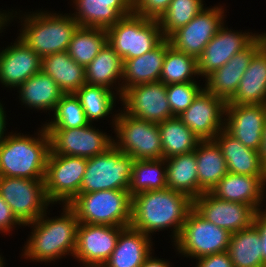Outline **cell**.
<instances>
[{
  "instance_id": "83f0119b",
  "label": "cell",
  "mask_w": 266,
  "mask_h": 267,
  "mask_svg": "<svg viewBox=\"0 0 266 267\" xmlns=\"http://www.w3.org/2000/svg\"><path fill=\"white\" fill-rule=\"evenodd\" d=\"M41 71L49 75L64 94L75 93L86 84L85 67L75 62L67 51L43 56Z\"/></svg>"
},
{
  "instance_id": "9a60e30c",
  "label": "cell",
  "mask_w": 266,
  "mask_h": 267,
  "mask_svg": "<svg viewBox=\"0 0 266 267\" xmlns=\"http://www.w3.org/2000/svg\"><path fill=\"white\" fill-rule=\"evenodd\" d=\"M226 102L204 87L178 118L201 140H214L224 129ZM223 118V119H222Z\"/></svg>"
},
{
  "instance_id": "52a82bcc",
  "label": "cell",
  "mask_w": 266,
  "mask_h": 267,
  "mask_svg": "<svg viewBox=\"0 0 266 267\" xmlns=\"http://www.w3.org/2000/svg\"><path fill=\"white\" fill-rule=\"evenodd\" d=\"M115 116V117H114ZM116 138L113 145L134 160L162 159V142L158 124L126 114H113Z\"/></svg>"
},
{
  "instance_id": "cb8c5ba5",
  "label": "cell",
  "mask_w": 266,
  "mask_h": 267,
  "mask_svg": "<svg viewBox=\"0 0 266 267\" xmlns=\"http://www.w3.org/2000/svg\"><path fill=\"white\" fill-rule=\"evenodd\" d=\"M171 47L164 38L153 50L136 57L123 60L122 94L130 87L158 82L166 51Z\"/></svg>"
},
{
  "instance_id": "4316f807",
  "label": "cell",
  "mask_w": 266,
  "mask_h": 267,
  "mask_svg": "<svg viewBox=\"0 0 266 267\" xmlns=\"http://www.w3.org/2000/svg\"><path fill=\"white\" fill-rule=\"evenodd\" d=\"M226 104L266 105V44L253 56L237 92Z\"/></svg>"
},
{
  "instance_id": "ba28073f",
  "label": "cell",
  "mask_w": 266,
  "mask_h": 267,
  "mask_svg": "<svg viewBox=\"0 0 266 267\" xmlns=\"http://www.w3.org/2000/svg\"><path fill=\"white\" fill-rule=\"evenodd\" d=\"M134 159L114 145L105 153L87 159L80 193L129 190Z\"/></svg>"
},
{
  "instance_id": "e0dca14e",
  "label": "cell",
  "mask_w": 266,
  "mask_h": 267,
  "mask_svg": "<svg viewBox=\"0 0 266 267\" xmlns=\"http://www.w3.org/2000/svg\"><path fill=\"white\" fill-rule=\"evenodd\" d=\"M193 208L206 220L231 234L251 226L256 210L244 203L230 202L202 193L193 200Z\"/></svg>"
},
{
  "instance_id": "8d00e7d4",
  "label": "cell",
  "mask_w": 266,
  "mask_h": 267,
  "mask_svg": "<svg viewBox=\"0 0 266 267\" xmlns=\"http://www.w3.org/2000/svg\"><path fill=\"white\" fill-rule=\"evenodd\" d=\"M89 123L112 114L116 93L104 86L84 84L76 92Z\"/></svg>"
},
{
  "instance_id": "ac0fdd59",
  "label": "cell",
  "mask_w": 266,
  "mask_h": 267,
  "mask_svg": "<svg viewBox=\"0 0 266 267\" xmlns=\"http://www.w3.org/2000/svg\"><path fill=\"white\" fill-rule=\"evenodd\" d=\"M266 44L263 34L259 36L243 51L235 54L225 65L211 72L205 77V89L211 94L228 102L240 84L253 56Z\"/></svg>"
},
{
  "instance_id": "bcb514c9",
  "label": "cell",
  "mask_w": 266,
  "mask_h": 267,
  "mask_svg": "<svg viewBox=\"0 0 266 267\" xmlns=\"http://www.w3.org/2000/svg\"><path fill=\"white\" fill-rule=\"evenodd\" d=\"M151 254L145 259L144 263L140 267H171L170 263L165 260L153 258Z\"/></svg>"
},
{
  "instance_id": "b9f144b4",
  "label": "cell",
  "mask_w": 266,
  "mask_h": 267,
  "mask_svg": "<svg viewBox=\"0 0 266 267\" xmlns=\"http://www.w3.org/2000/svg\"><path fill=\"white\" fill-rule=\"evenodd\" d=\"M172 0H133V13L141 17L158 20Z\"/></svg>"
},
{
  "instance_id": "4dcf8cb0",
  "label": "cell",
  "mask_w": 266,
  "mask_h": 267,
  "mask_svg": "<svg viewBox=\"0 0 266 267\" xmlns=\"http://www.w3.org/2000/svg\"><path fill=\"white\" fill-rule=\"evenodd\" d=\"M21 103L29 108L54 111L64 94L58 84L43 71L29 77L18 87ZM21 97V98H20Z\"/></svg>"
},
{
  "instance_id": "1f68e13d",
  "label": "cell",
  "mask_w": 266,
  "mask_h": 267,
  "mask_svg": "<svg viewBox=\"0 0 266 267\" xmlns=\"http://www.w3.org/2000/svg\"><path fill=\"white\" fill-rule=\"evenodd\" d=\"M167 165V188L189 196H199L198 171L195 150L165 159Z\"/></svg>"
},
{
  "instance_id": "f907efd6",
  "label": "cell",
  "mask_w": 266,
  "mask_h": 267,
  "mask_svg": "<svg viewBox=\"0 0 266 267\" xmlns=\"http://www.w3.org/2000/svg\"><path fill=\"white\" fill-rule=\"evenodd\" d=\"M4 257H2L0 255V267H4L3 265H5V262L3 261Z\"/></svg>"
},
{
  "instance_id": "60d3db41",
  "label": "cell",
  "mask_w": 266,
  "mask_h": 267,
  "mask_svg": "<svg viewBox=\"0 0 266 267\" xmlns=\"http://www.w3.org/2000/svg\"><path fill=\"white\" fill-rule=\"evenodd\" d=\"M203 88L197 82L173 83L167 85V100L174 116H179L193 102Z\"/></svg>"
},
{
  "instance_id": "603a6c76",
  "label": "cell",
  "mask_w": 266,
  "mask_h": 267,
  "mask_svg": "<svg viewBox=\"0 0 266 267\" xmlns=\"http://www.w3.org/2000/svg\"><path fill=\"white\" fill-rule=\"evenodd\" d=\"M266 176H251L227 173L211 190V194L219 199L244 203L256 211L261 209L265 198Z\"/></svg>"
},
{
  "instance_id": "f1b7e54d",
  "label": "cell",
  "mask_w": 266,
  "mask_h": 267,
  "mask_svg": "<svg viewBox=\"0 0 266 267\" xmlns=\"http://www.w3.org/2000/svg\"><path fill=\"white\" fill-rule=\"evenodd\" d=\"M199 196L211 192L228 173L221 148L214 140L201 141L196 149Z\"/></svg>"
},
{
  "instance_id": "6da1fadb",
  "label": "cell",
  "mask_w": 266,
  "mask_h": 267,
  "mask_svg": "<svg viewBox=\"0 0 266 267\" xmlns=\"http://www.w3.org/2000/svg\"><path fill=\"white\" fill-rule=\"evenodd\" d=\"M192 208L189 196L169 188L141 192L132 196L130 226L150 237L173 226L175 241Z\"/></svg>"
},
{
  "instance_id": "d4e9b609",
  "label": "cell",
  "mask_w": 266,
  "mask_h": 267,
  "mask_svg": "<svg viewBox=\"0 0 266 267\" xmlns=\"http://www.w3.org/2000/svg\"><path fill=\"white\" fill-rule=\"evenodd\" d=\"M214 141L221 148L229 173L266 176V169L261 164L259 151L245 147L225 129L218 133Z\"/></svg>"
},
{
  "instance_id": "816d5d0a",
  "label": "cell",
  "mask_w": 266,
  "mask_h": 267,
  "mask_svg": "<svg viewBox=\"0 0 266 267\" xmlns=\"http://www.w3.org/2000/svg\"><path fill=\"white\" fill-rule=\"evenodd\" d=\"M85 267H104V266H85Z\"/></svg>"
},
{
  "instance_id": "2e32d148",
  "label": "cell",
  "mask_w": 266,
  "mask_h": 267,
  "mask_svg": "<svg viewBox=\"0 0 266 267\" xmlns=\"http://www.w3.org/2000/svg\"><path fill=\"white\" fill-rule=\"evenodd\" d=\"M124 227L79 223L74 258L83 266H103L113 250Z\"/></svg>"
},
{
  "instance_id": "5b68a950",
  "label": "cell",
  "mask_w": 266,
  "mask_h": 267,
  "mask_svg": "<svg viewBox=\"0 0 266 267\" xmlns=\"http://www.w3.org/2000/svg\"><path fill=\"white\" fill-rule=\"evenodd\" d=\"M68 205L79 223L121 227L131 224L132 197L128 190L79 193Z\"/></svg>"
},
{
  "instance_id": "7bdbcfd3",
  "label": "cell",
  "mask_w": 266,
  "mask_h": 267,
  "mask_svg": "<svg viewBox=\"0 0 266 267\" xmlns=\"http://www.w3.org/2000/svg\"><path fill=\"white\" fill-rule=\"evenodd\" d=\"M15 225L21 226L23 224L16 218L10 206L0 195V231L7 233L16 227Z\"/></svg>"
},
{
  "instance_id": "d6986e66",
  "label": "cell",
  "mask_w": 266,
  "mask_h": 267,
  "mask_svg": "<svg viewBox=\"0 0 266 267\" xmlns=\"http://www.w3.org/2000/svg\"><path fill=\"white\" fill-rule=\"evenodd\" d=\"M224 129L245 147L260 150L266 121V105L226 104Z\"/></svg>"
},
{
  "instance_id": "7402d4cb",
  "label": "cell",
  "mask_w": 266,
  "mask_h": 267,
  "mask_svg": "<svg viewBox=\"0 0 266 267\" xmlns=\"http://www.w3.org/2000/svg\"><path fill=\"white\" fill-rule=\"evenodd\" d=\"M72 17L80 27L108 29L133 13V0H73Z\"/></svg>"
},
{
  "instance_id": "9c48e42d",
  "label": "cell",
  "mask_w": 266,
  "mask_h": 267,
  "mask_svg": "<svg viewBox=\"0 0 266 267\" xmlns=\"http://www.w3.org/2000/svg\"><path fill=\"white\" fill-rule=\"evenodd\" d=\"M230 238L228 230L209 222L192 208L173 242L179 254L197 261L205 256L226 252Z\"/></svg>"
},
{
  "instance_id": "277c9868",
  "label": "cell",
  "mask_w": 266,
  "mask_h": 267,
  "mask_svg": "<svg viewBox=\"0 0 266 267\" xmlns=\"http://www.w3.org/2000/svg\"><path fill=\"white\" fill-rule=\"evenodd\" d=\"M24 17L18 37L41 58L67 51L74 33L80 27L71 14L58 15L40 10L37 13L24 14Z\"/></svg>"
},
{
  "instance_id": "d590c367",
  "label": "cell",
  "mask_w": 266,
  "mask_h": 267,
  "mask_svg": "<svg viewBox=\"0 0 266 267\" xmlns=\"http://www.w3.org/2000/svg\"><path fill=\"white\" fill-rule=\"evenodd\" d=\"M106 43V29L79 27L70 41L67 52L75 62L86 67Z\"/></svg>"
},
{
  "instance_id": "74e56055",
  "label": "cell",
  "mask_w": 266,
  "mask_h": 267,
  "mask_svg": "<svg viewBox=\"0 0 266 267\" xmlns=\"http://www.w3.org/2000/svg\"><path fill=\"white\" fill-rule=\"evenodd\" d=\"M198 73L197 59L175 50L172 46L166 51L162 66L160 82L165 85L173 83L196 82L193 78Z\"/></svg>"
},
{
  "instance_id": "ab89813d",
  "label": "cell",
  "mask_w": 266,
  "mask_h": 267,
  "mask_svg": "<svg viewBox=\"0 0 266 267\" xmlns=\"http://www.w3.org/2000/svg\"><path fill=\"white\" fill-rule=\"evenodd\" d=\"M203 9V0H172L167 10L158 19L163 37L167 39L174 31L188 24Z\"/></svg>"
},
{
  "instance_id": "d6a6232c",
  "label": "cell",
  "mask_w": 266,
  "mask_h": 267,
  "mask_svg": "<svg viewBox=\"0 0 266 267\" xmlns=\"http://www.w3.org/2000/svg\"><path fill=\"white\" fill-rule=\"evenodd\" d=\"M261 247L260 233L254 224L232 233L227 252L233 267H265Z\"/></svg>"
},
{
  "instance_id": "7dc6e473",
  "label": "cell",
  "mask_w": 266,
  "mask_h": 267,
  "mask_svg": "<svg viewBox=\"0 0 266 267\" xmlns=\"http://www.w3.org/2000/svg\"><path fill=\"white\" fill-rule=\"evenodd\" d=\"M259 156L262 166L266 169V121L263 129V140L259 150Z\"/></svg>"
},
{
  "instance_id": "ee69618b",
  "label": "cell",
  "mask_w": 266,
  "mask_h": 267,
  "mask_svg": "<svg viewBox=\"0 0 266 267\" xmlns=\"http://www.w3.org/2000/svg\"><path fill=\"white\" fill-rule=\"evenodd\" d=\"M195 267H233L228 252L212 254L198 259Z\"/></svg>"
},
{
  "instance_id": "8fae6325",
  "label": "cell",
  "mask_w": 266,
  "mask_h": 267,
  "mask_svg": "<svg viewBox=\"0 0 266 267\" xmlns=\"http://www.w3.org/2000/svg\"><path fill=\"white\" fill-rule=\"evenodd\" d=\"M0 195L23 224L36 221L51 203L47 197L44 180L18 177H0Z\"/></svg>"
},
{
  "instance_id": "c3c4849f",
  "label": "cell",
  "mask_w": 266,
  "mask_h": 267,
  "mask_svg": "<svg viewBox=\"0 0 266 267\" xmlns=\"http://www.w3.org/2000/svg\"><path fill=\"white\" fill-rule=\"evenodd\" d=\"M6 113L3 109V106L0 102V143L7 137L5 134L6 128Z\"/></svg>"
},
{
  "instance_id": "e575fe53",
  "label": "cell",
  "mask_w": 266,
  "mask_h": 267,
  "mask_svg": "<svg viewBox=\"0 0 266 267\" xmlns=\"http://www.w3.org/2000/svg\"><path fill=\"white\" fill-rule=\"evenodd\" d=\"M167 165L165 159L134 160L129 194L134 196L150 190H162L166 184Z\"/></svg>"
},
{
  "instance_id": "8992f818",
  "label": "cell",
  "mask_w": 266,
  "mask_h": 267,
  "mask_svg": "<svg viewBox=\"0 0 266 267\" xmlns=\"http://www.w3.org/2000/svg\"><path fill=\"white\" fill-rule=\"evenodd\" d=\"M107 43L123 59L136 58L153 50L163 39L158 20L134 13L106 29Z\"/></svg>"
},
{
  "instance_id": "7a4b0ae2",
  "label": "cell",
  "mask_w": 266,
  "mask_h": 267,
  "mask_svg": "<svg viewBox=\"0 0 266 267\" xmlns=\"http://www.w3.org/2000/svg\"><path fill=\"white\" fill-rule=\"evenodd\" d=\"M62 207L63 215L58 218H47L44 212L36 221L24 225H31L33 229L22 256L45 263L61 259L66 254L74 256L79 220L69 205Z\"/></svg>"
},
{
  "instance_id": "4fadbf2b",
  "label": "cell",
  "mask_w": 266,
  "mask_h": 267,
  "mask_svg": "<svg viewBox=\"0 0 266 267\" xmlns=\"http://www.w3.org/2000/svg\"><path fill=\"white\" fill-rule=\"evenodd\" d=\"M221 6L204 8L188 24L174 31L167 39L171 46L196 59L224 23Z\"/></svg>"
},
{
  "instance_id": "44dd1931",
  "label": "cell",
  "mask_w": 266,
  "mask_h": 267,
  "mask_svg": "<svg viewBox=\"0 0 266 267\" xmlns=\"http://www.w3.org/2000/svg\"><path fill=\"white\" fill-rule=\"evenodd\" d=\"M0 52V82L18 88L29 77L41 71L42 58L20 37Z\"/></svg>"
},
{
  "instance_id": "681fc988",
  "label": "cell",
  "mask_w": 266,
  "mask_h": 267,
  "mask_svg": "<svg viewBox=\"0 0 266 267\" xmlns=\"http://www.w3.org/2000/svg\"><path fill=\"white\" fill-rule=\"evenodd\" d=\"M10 13V14H9ZM13 14H12V12H9L8 11V13H2L1 11H0V33L2 32V30H3V27L6 25L7 26V24H8V21L10 22L11 21V19L13 18V17H15V16H12ZM11 17V18H10Z\"/></svg>"
},
{
  "instance_id": "5bb4252c",
  "label": "cell",
  "mask_w": 266,
  "mask_h": 267,
  "mask_svg": "<svg viewBox=\"0 0 266 267\" xmlns=\"http://www.w3.org/2000/svg\"><path fill=\"white\" fill-rule=\"evenodd\" d=\"M120 99L123 112L139 119L159 124L175 117L167 100V85L160 81L130 87Z\"/></svg>"
},
{
  "instance_id": "7c38bea8",
  "label": "cell",
  "mask_w": 266,
  "mask_h": 267,
  "mask_svg": "<svg viewBox=\"0 0 266 267\" xmlns=\"http://www.w3.org/2000/svg\"><path fill=\"white\" fill-rule=\"evenodd\" d=\"M50 136V149L57 155L91 158L105 153L113 146L114 138L87 126L70 129H45Z\"/></svg>"
},
{
  "instance_id": "836d02e7",
  "label": "cell",
  "mask_w": 266,
  "mask_h": 267,
  "mask_svg": "<svg viewBox=\"0 0 266 267\" xmlns=\"http://www.w3.org/2000/svg\"><path fill=\"white\" fill-rule=\"evenodd\" d=\"M163 158L193 152L201 140L177 117L158 124Z\"/></svg>"
},
{
  "instance_id": "f35d334b",
  "label": "cell",
  "mask_w": 266,
  "mask_h": 267,
  "mask_svg": "<svg viewBox=\"0 0 266 267\" xmlns=\"http://www.w3.org/2000/svg\"><path fill=\"white\" fill-rule=\"evenodd\" d=\"M53 112V121L45 122V129H70L90 124L75 93L63 94Z\"/></svg>"
},
{
  "instance_id": "ffe728a7",
  "label": "cell",
  "mask_w": 266,
  "mask_h": 267,
  "mask_svg": "<svg viewBox=\"0 0 266 267\" xmlns=\"http://www.w3.org/2000/svg\"><path fill=\"white\" fill-rule=\"evenodd\" d=\"M223 24L208 42L197 59L199 76L204 78L214 70L225 65L235 54L246 49L258 36L252 32H235Z\"/></svg>"
},
{
  "instance_id": "3957f363",
  "label": "cell",
  "mask_w": 266,
  "mask_h": 267,
  "mask_svg": "<svg viewBox=\"0 0 266 267\" xmlns=\"http://www.w3.org/2000/svg\"><path fill=\"white\" fill-rule=\"evenodd\" d=\"M37 137L8 134L0 143V177L44 180L50 136L44 125Z\"/></svg>"
},
{
  "instance_id": "484cf974",
  "label": "cell",
  "mask_w": 266,
  "mask_h": 267,
  "mask_svg": "<svg viewBox=\"0 0 266 267\" xmlns=\"http://www.w3.org/2000/svg\"><path fill=\"white\" fill-rule=\"evenodd\" d=\"M151 237L132 228L124 227L116 243V247L104 267H140L152 254Z\"/></svg>"
},
{
  "instance_id": "f546056e",
  "label": "cell",
  "mask_w": 266,
  "mask_h": 267,
  "mask_svg": "<svg viewBox=\"0 0 266 267\" xmlns=\"http://www.w3.org/2000/svg\"><path fill=\"white\" fill-rule=\"evenodd\" d=\"M122 73L123 59L106 43L97 56L85 67L86 84L104 86L108 89L115 90L114 84L117 85L116 95L122 96ZM118 80V81H117ZM120 80V81H119ZM112 86V87H111Z\"/></svg>"
},
{
  "instance_id": "f6af8a7d",
  "label": "cell",
  "mask_w": 266,
  "mask_h": 267,
  "mask_svg": "<svg viewBox=\"0 0 266 267\" xmlns=\"http://www.w3.org/2000/svg\"><path fill=\"white\" fill-rule=\"evenodd\" d=\"M264 210L259 209L256 211L253 224L257 227L260 233L263 263L266 267V209Z\"/></svg>"
},
{
  "instance_id": "30bf717a",
  "label": "cell",
  "mask_w": 266,
  "mask_h": 267,
  "mask_svg": "<svg viewBox=\"0 0 266 267\" xmlns=\"http://www.w3.org/2000/svg\"><path fill=\"white\" fill-rule=\"evenodd\" d=\"M86 166V158L57 155L50 150L44 186L51 204L62 202V205H68L80 193Z\"/></svg>"
}]
</instances>
